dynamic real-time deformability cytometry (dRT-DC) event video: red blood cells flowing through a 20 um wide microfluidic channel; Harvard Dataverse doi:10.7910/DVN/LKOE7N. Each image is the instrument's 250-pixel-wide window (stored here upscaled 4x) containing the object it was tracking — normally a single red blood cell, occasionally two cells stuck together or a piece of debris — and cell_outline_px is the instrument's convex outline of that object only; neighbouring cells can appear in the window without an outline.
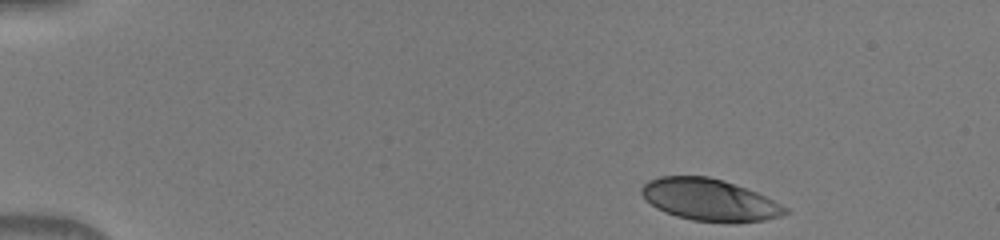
{"species": "human", "species_latin": "Homo sapiens", "temperature_condition": "warm", "stored_images_in_passage": 44, "camera_frame_rate_fps": 3000, "um_per_image_px": 0.085, "donor": {"sex": "male"}, "frame": {"image": 1, "passage_image": 1, "time_ms": 0.0, "image_size_px": [1000, 240], "cell_outline_px": [[788, 212], [780, 216], [764, 220], [736, 224], [728, 224], [692, 220], [676, 216], [664, 212], [656, 208], [640, 192], [640, 188], [648, 180], [660, 176], [708, 176], [724, 180], [756, 192], [788, 208]], "centroid_in_image_um": [60.3, 17.0], "position_along_channel_um": 24.7, "area_um2": 35.26}}
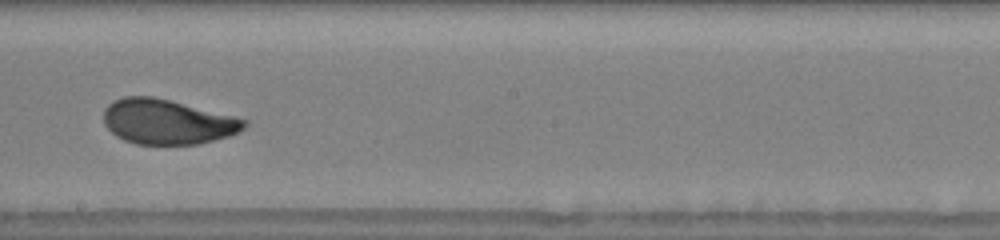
{"frame": {"image": 2, "passage_image": 24, "time_ms": 7.667, "image_size_px": [1000, 240], "cell_outline_px": [[248, 124], [244, 128], [228, 136], [200, 144], [136, 144], [124, 140], [116, 136], [104, 124], [104, 108], [112, 100], [124, 96], [152, 96], [248, 120]], "centroid_in_image_um": [14.18, 10.35], "position_along_channel_um": 234.0, "area_um2": 36.53}}
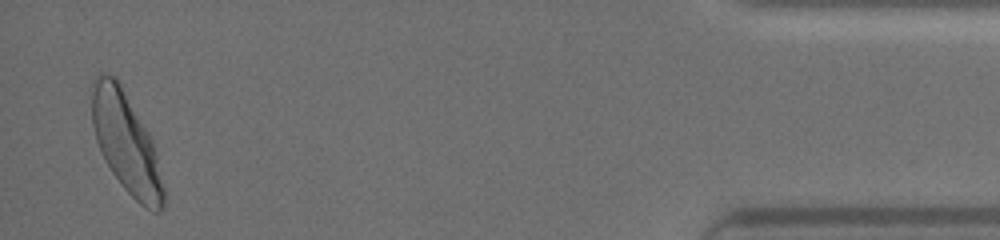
{"frame": {"image": 3, "passage_image": 43, "time_ms": 14.0, "image_size_px": [1000, 240], "cell_outline_px": [[164, 208], [160, 212], [152, 212], [144, 208], [120, 184], [112, 172], [96, 140], [92, 124], [92, 80], [100, 72], [116, 76], [148, 132], [152, 140], [164, 188]], "centroid_in_image_um": [10.71, 12.14], "position_along_channel_um": 424.5, "area_um2": 41.44}}